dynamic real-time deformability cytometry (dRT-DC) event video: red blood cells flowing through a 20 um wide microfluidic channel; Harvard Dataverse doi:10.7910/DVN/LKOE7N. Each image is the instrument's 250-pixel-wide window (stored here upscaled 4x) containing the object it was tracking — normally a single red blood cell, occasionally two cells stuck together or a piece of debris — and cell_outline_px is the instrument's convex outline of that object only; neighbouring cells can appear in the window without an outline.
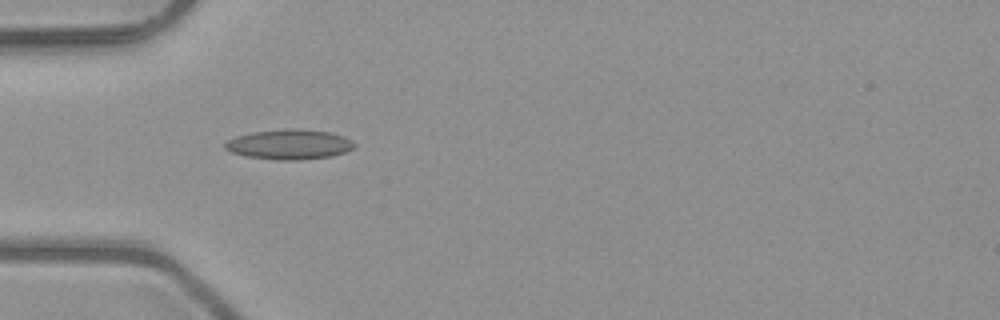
{"species": "common noctule bat (a hibernating species)", "species_latin": "Nyctalus noctula", "temperature_condition": "room temperature", "stored_images_in_passage": 3, "camera_frame_rate_fps": 3000, "um_per_image_px": 0.085, "animal": {"sex": "male", "body_mass_g": 23.1, "forearm_length_mm": 52.7}, "frame": {"image": 1, "passage_image": 1, "time_ms": 0.0, "image_size_px": [1000, 320], "cell_outline_px": [[356, 144], [352, 148], [344, 152], [332, 156], [300, 160], [276, 160], [248, 156], [232, 152], [224, 148], [224, 144], [228, 140], [236, 136], [252, 132], [284, 128], [300, 128], [328, 132], [344, 136], [352, 140]], "centroid_in_image_um": [24.6, 12.26], "position_along_channel_um": 60.4, "area_um2": 22.66}}
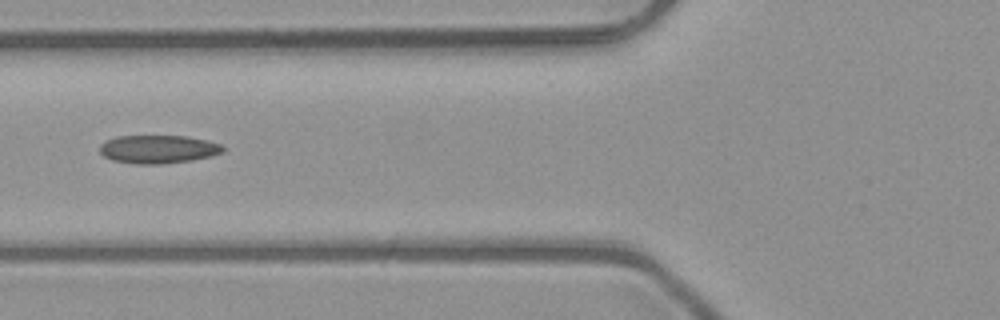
{"frame": {"image": 2, "passage_image": 2, "time_ms": 0.333, "image_size_px": [1000, 320], "cell_outline_px": [[224, 152], [212, 156], [192, 160], [160, 164], [136, 164], [112, 160], [104, 156], [100, 152], [100, 144], [104, 140], [116, 136], [188, 136], [208, 140], [220, 144], [224, 148]], "centroid_in_image_um": [13.44, 12.68], "position_along_channel_um": 112.4, "area_um2": 20.46}}
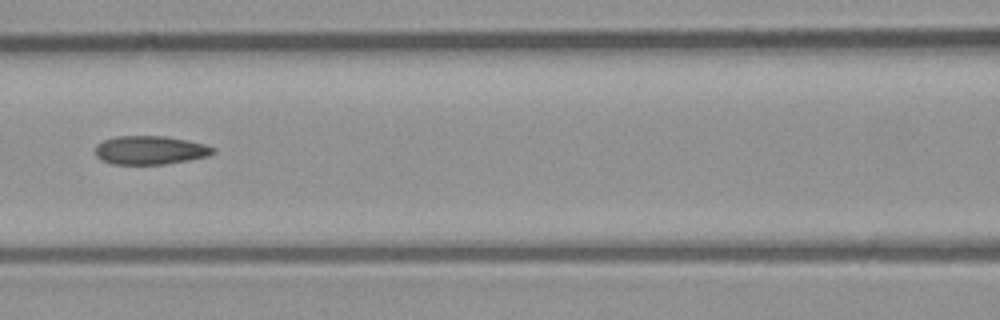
{"frame": {"image": 3, "passage_image": 3, "time_ms": 0.667, "image_size_px": [1000, 320], "cell_outline_px": [[216, 152], [208, 156], [188, 160], [164, 164], [112, 164], [100, 160], [96, 156], [96, 148], [104, 140], [116, 136], [164, 136], [188, 140], [204, 144], [216, 148]], "centroid_in_image_um": [12.79, 12.76], "position_along_channel_um": 153.8, "area_um2": 19.59}}